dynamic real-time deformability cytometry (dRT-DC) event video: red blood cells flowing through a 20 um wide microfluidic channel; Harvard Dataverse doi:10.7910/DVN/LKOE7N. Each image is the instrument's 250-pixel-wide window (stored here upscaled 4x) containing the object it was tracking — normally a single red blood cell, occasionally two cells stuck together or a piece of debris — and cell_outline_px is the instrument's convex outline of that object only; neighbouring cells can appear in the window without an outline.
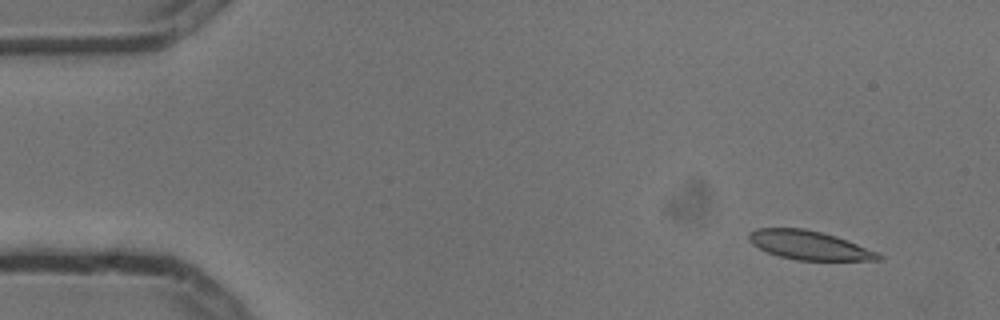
{"species": "common noctule bat (a hibernating species)", "species_latin": "Nyctalus noctula", "temperature_condition": "cold", "stored_images_in_passage": 6, "camera_frame_rate_fps": 3000, "um_per_image_px": 0.085, "animal": {"sex": "male", "body_mass_g": 13.3}, "frame": {"image": 1, "passage_image": 2, "time_ms": 0.333, "image_size_px": [1000, 320], "cell_outline_px": [[884, 256], [880, 260], [796, 260], [780, 256], [768, 252], [752, 244], [748, 240], [748, 232], [756, 228], [804, 228], [836, 236], [876, 252]], "centroid_in_image_um": [68.73, 20.84], "position_along_channel_um": 16.3, "area_um2": 21.56}}
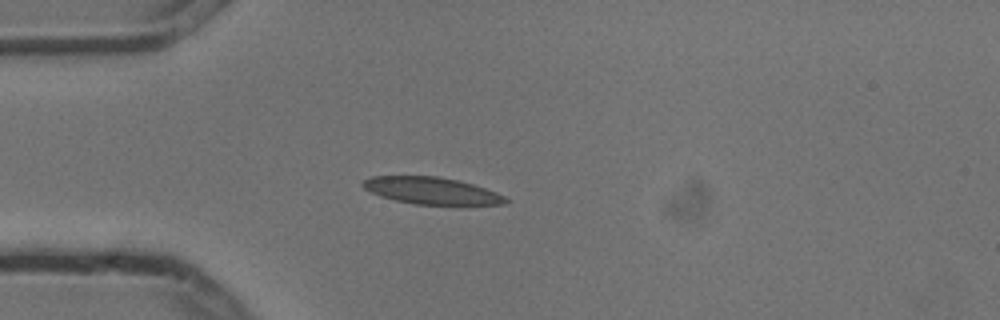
{"frame": {"image": 2, "passage_image": 5, "time_ms": 1.333, "image_size_px": [1000, 320], "cell_outline_px": [[508, 200], [504, 204], [416, 204], [396, 200], [380, 196], [364, 188], [360, 184], [364, 180], [372, 176], [436, 176], [456, 180], [472, 184], [496, 192], [504, 196]], "centroid_in_image_um": [36.64, 16.2], "position_along_channel_um": 48.4, "area_um2": 21.96}}